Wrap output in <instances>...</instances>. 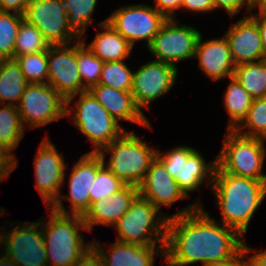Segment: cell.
<instances>
[{
  "label": "cell",
  "mask_w": 266,
  "mask_h": 266,
  "mask_svg": "<svg viewBox=\"0 0 266 266\" xmlns=\"http://www.w3.org/2000/svg\"><path fill=\"white\" fill-rule=\"evenodd\" d=\"M50 138L45 136L34 160L36 189L46 207H50L59 197L67 176V164Z\"/></svg>",
  "instance_id": "cell-16"
},
{
  "label": "cell",
  "mask_w": 266,
  "mask_h": 266,
  "mask_svg": "<svg viewBox=\"0 0 266 266\" xmlns=\"http://www.w3.org/2000/svg\"><path fill=\"white\" fill-rule=\"evenodd\" d=\"M248 15L257 23L261 35L264 58H266V13L260 11L252 13L251 11Z\"/></svg>",
  "instance_id": "cell-43"
},
{
  "label": "cell",
  "mask_w": 266,
  "mask_h": 266,
  "mask_svg": "<svg viewBox=\"0 0 266 266\" xmlns=\"http://www.w3.org/2000/svg\"><path fill=\"white\" fill-rule=\"evenodd\" d=\"M23 16L0 11V59H13L14 47Z\"/></svg>",
  "instance_id": "cell-33"
},
{
  "label": "cell",
  "mask_w": 266,
  "mask_h": 266,
  "mask_svg": "<svg viewBox=\"0 0 266 266\" xmlns=\"http://www.w3.org/2000/svg\"><path fill=\"white\" fill-rule=\"evenodd\" d=\"M16 223L10 231L0 230L2 253L17 266H48L41 220Z\"/></svg>",
  "instance_id": "cell-9"
},
{
  "label": "cell",
  "mask_w": 266,
  "mask_h": 266,
  "mask_svg": "<svg viewBox=\"0 0 266 266\" xmlns=\"http://www.w3.org/2000/svg\"><path fill=\"white\" fill-rule=\"evenodd\" d=\"M259 0H246V2L253 7Z\"/></svg>",
  "instance_id": "cell-48"
},
{
  "label": "cell",
  "mask_w": 266,
  "mask_h": 266,
  "mask_svg": "<svg viewBox=\"0 0 266 266\" xmlns=\"http://www.w3.org/2000/svg\"><path fill=\"white\" fill-rule=\"evenodd\" d=\"M29 0H0V11L23 14Z\"/></svg>",
  "instance_id": "cell-44"
},
{
  "label": "cell",
  "mask_w": 266,
  "mask_h": 266,
  "mask_svg": "<svg viewBox=\"0 0 266 266\" xmlns=\"http://www.w3.org/2000/svg\"><path fill=\"white\" fill-rule=\"evenodd\" d=\"M224 36L235 66L265 60L259 28L249 15L231 23Z\"/></svg>",
  "instance_id": "cell-18"
},
{
  "label": "cell",
  "mask_w": 266,
  "mask_h": 266,
  "mask_svg": "<svg viewBox=\"0 0 266 266\" xmlns=\"http://www.w3.org/2000/svg\"><path fill=\"white\" fill-rule=\"evenodd\" d=\"M191 11L195 13L214 11L212 0H182L181 10Z\"/></svg>",
  "instance_id": "cell-40"
},
{
  "label": "cell",
  "mask_w": 266,
  "mask_h": 266,
  "mask_svg": "<svg viewBox=\"0 0 266 266\" xmlns=\"http://www.w3.org/2000/svg\"><path fill=\"white\" fill-rule=\"evenodd\" d=\"M155 9L167 19L175 18V10H181L182 0H154Z\"/></svg>",
  "instance_id": "cell-39"
},
{
  "label": "cell",
  "mask_w": 266,
  "mask_h": 266,
  "mask_svg": "<svg viewBox=\"0 0 266 266\" xmlns=\"http://www.w3.org/2000/svg\"><path fill=\"white\" fill-rule=\"evenodd\" d=\"M70 30L80 39L92 25L93 13L98 0H63Z\"/></svg>",
  "instance_id": "cell-29"
},
{
  "label": "cell",
  "mask_w": 266,
  "mask_h": 266,
  "mask_svg": "<svg viewBox=\"0 0 266 266\" xmlns=\"http://www.w3.org/2000/svg\"><path fill=\"white\" fill-rule=\"evenodd\" d=\"M0 208H2V207H0ZM3 215L4 214V210H2V209H0V215Z\"/></svg>",
  "instance_id": "cell-49"
},
{
  "label": "cell",
  "mask_w": 266,
  "mask_h": 266,
  "mask_svg": "<svg viewBox=\"0 0 266 266\" xmlns=\"http://www.w3.org/2000/svg\"><path fill=\"white\" fill-rule=\"evenodd\" d=\"M138 188L139 196L150 201L159 211L163 205L169 208L176 201L188 198L157 158L151 163Z\"/></svg>",
  "instance_id": "cell-19"
},
{
  "label": "cell",
  "mask_w": 266,
  "mask_h": 266,
  "mask_svg": "<svg viewBox=\"0 0 266 266\" xmlns=\"http://www.w3.org/2000/svg\"><path fill=\"white\" fill-rule=\"evenodd\" d=\"M107 152L111 154L108 162L105 160ZM98 153L117 178L125 184L139 186L156 159L157 148L146 144L134 131L126 130Z\"/></svg>",
  "instance_id": "cell-4"
},
{
  "label": "cell",
  "mask_w": 266,
  "mask_h": 266,
  "mask_svg": "<svg viewBox=\"0 0 266 266\" xmlns=\"http://www.w3.org/2000/svg\"><path fill=\"white\" fill-rule=\"evenodd\" d=\"M162 153L157 148L156 158L164 165L188 198L190 197L189 193L198 190L207 179L208 187H212L217 165L216 158L210 163H206L200 151L183 145L168 150L164 155Z\"/></svg>",
  "instance_id": "cell-8"
},
{
  "label": "cell",
  "mask_w": 266,
  "mask_h": 266,
  "mask_svg": "<svg viewBox=\"0 0 266 266\" xmlns=\"http://www.w3.org/2000/svg\"><path fill=\"white\" fill-rule=\"evenodd\" d=\"M177 18L167 19L147 47L155 61L171 64L193 59L200 31Z\"/></svg>",
  "instance_id": "cell-11"
},
{
  "label": "cell",
  "mask_w": 266,
  "mask_h": 266,
  "mask_svg": "<svg viewBox=\"0 0 266 266\" xmlns=\"http://www.w3.org/2000/svg\"><path fill=\"white\" fill-rule=\"evenodd\" d=\"M16 168V160L0 148V182L6 179Z\"/></svg>",
  "instance_id": "cell-41"
},
{
  "label": "cell",
  "mask_w": 266,
  "mask_h": 266,
  "mask_svg": "<svg viewBox=\"0 0 266 266\" xmlns=\"http://www.w3.org/2000/svg\"><path fill=\"white\" fill-rule=\"evenodd\" d=\"M126 184L117 178L105 165L98 171L93 180L92 193H89L90 204L101 198L108 199L112 194L123 188Z\"/></svg>",
  "instance_id": "cell-36"
},
{
  "label": "cell",
  "mask_w": 266,
  "mask_h": 266,
  "mask_svg": "<svg viewBox=\"0 0 266 266\" xmlns=\"http://www.w3.org/2000/svg\"><path fill=\"white\" fill-rule=\"evenodd\" d=\"M49 46L38 28L23 19L19 26L13 59L21 55L47 51Z\"/></svg>",
  "instance_id": "cell-31"
},
{
  "label": "cell",
  "mask_w": 266,
  "mask_h": 266,
  "mask_svg": "<svg viewBox=\"0 0 266 266\" xmlns=\"http://www.w3.org/2000/svg\"><path fill=\"white\" fill-rule=\"evenodd\" d=\"M74 105H66V117L94 145L90 152L98 153L126 131L89 91L79 93Z\"/></svg>",
  "instance_id": "cell-7"
},
{
  "label": "cell",
  "mask_w": 266,
  "mask_h": 266,
  "mask_svg": "<svg viewBox=\"0 0 266 266\" xmlns=\"http://www.w3.org/2000/svg\"><path fill=\"white\" fill-rule=\"evenodd\" d=\"M234 130L247 137L266 138V96L253 99L246 117Z\"/></svg>",
  "instance_id": "cell-32"
},
{
  "label": "cell",
  "mask_w": 266,
  "mask_h": 266,
  "mask_svg": "<svg viewBox=\"0 0 266 266\" xmlns=\"http://www.w3.org/2000/svg\"><path fill=\"white\" fill-rule=\"evenodd\" d=\"M0 148L6 151L16 160V168L18 159L13 153L24 137L25 128L22 124L17 106L0 105Z\"/></svg>",
  "instance_id": "cell-26"
},
{
  "label": "cell",
  "mask_w": 266,
  "mask_h": 266,
  "mask_svg": "<svg viewBox=\"0 0 266 266\" xmlns=\"http://www.w3.org/2000/svg\"><path fill=\"white\" fill-rule=\"evenodd\" d=\"M28 84L15 59H1L0 105L17 106Z\"/></svg>",
  "instance_id": "cell-25"
},
{
  "label": "cell",
  "mask_w": 266,
  "mask_h": 266,
  "mask_svg": "<svg viewBox=\"0 0 266 266\" xmlns=\"http://www.w3.org/2000/svg\"><path fill=\"white\" fill-rule=\"evenodd\" d=\"M233 76L253 99L266 96V60L238 65Z\"/></svg>",
  "instance_id": "cell-28"
},
{
  "label": "cell",
  "mask_w": 266,
  "mask_h": 266,
  "mask_svg": "<svg viewBox=\"0 0 266 266\" xmlns=\"http://www.w3.org/2000/svg\"><path fill=\"white\" fill-rule=\"evenodd\" d=\"M28 83H48L47 51L15 58Z\"/></svg>",
  "instance_id": "cell-35"
},
{
  "label": "cell",
  "mask_w": 266,
  "mask_h": 266,
  "mask_svg": "<svg viewBox=\"0 0 266 266\" xmlns=\"http://www.w3.org/2000/svg\"><path fill=\"white\" fill-rule=\"evenodd\" d=\"M228 79L230 83L228 84L223 100L230 119L226 129L234 130L246 117L252 105L253 98L234 76Z\"/></svg>",
  "instance_id": "cell-27"
},
{
  "label": "cell",
  "mask_w": 266,
  "mask_h": 266,
  "mask_svg": "<svg viewBox=\"0 0 266 266\" xmlns=\"http://www.w3.org/2000/svg\"><path fill=\"white\" fill-rule=\"evenodd\" d=\"M17 108L25 130L66 117V99L48 83H29Z\"/></svg>",
  "instance_id": "cell-10"
},
{
  "label": "cell",
  "mask_w": 266,
  "mask_h": 266,
  "mask_svg": "<svg viewBox=\"0 0 266 266\" xmlns=\"http://www.w3.org/2000/svg\"><path fill=\"white\" fill-rule=\"evenodd\" d=\"M178 76V68L164 62L149 61L133 72L131 94L136 106L149 108L159 97L173 88Z\"/></svg>",
  "instance_id": "cell-17"
},
{
  "label": "cell",
  "mask_w": 266,
  "mask_h": 266,
  "mask_svg": "<svg viewBox=\"0 0 266 266\" xmlns=\"http://www.w3.org/2000/svg\"><path fill=\"white\" fill-rule=\"evenodd\" d=\"M222 148L216 157L224 172L255 180H266L263 171L266 158L265 140L247 137L235 130H226Z\"/></svg>",
  "instance_id": "cell-6"
},
{
  "label": "cell",
  "mask_w": 266,
  "mask_h": 266,
  "mask_svg": "<svg viewBox=\"0 0 266 266\" xmlns=\"http://www.w3.org/2000/svg\"><path fill=\"white\" fill-rule=\"evenodd\" d=\"M104 165L99 153L87 152L75 163L69 174V195L60 193L57 200L49 207L60 214L83 216L90 207L89 193H92L93 180L97 171ZM62 199L70 202V213L65 209Z\"/></svg>",
  "instance_id": "cell-13"
},
{
  "label": "cell",
  "mask_w": 266,
  "mask_h": 266,
  "mask_svg": "<svg viewBox=\"0 0 266 266\" xmlns=\"http://www.w3.org/2000/svg\"><path fill=\"white\" fill-rule=\"evenodd\" d=\"M48 211V223L41 219L48 266H74L92 246V241L84 242L79 233L87 231L83 217L60 214L51 208Z\"/></svg>",
  "instance_id": "cell-3"
},
{
  "label": "cell",
  "mask_w": 266,
  "mask_h": 266,
  "mask_svg": "<svg viewBox=\"0 0 266 266\" xmlns=\"http://www.w3.org/2000/svg\"><path fill=\"white\" fill-rule=\"evenodd\" d=\"M202 39L203 35L200 34L195 50L201 71L214 82L232 77L236 66L225 36L207 41Z\"/></svg>",
  "instance_id": "cell-21"
},
{
  "label": "cell",
  "mask_w": 266,
  "mask_h": 266,
  "mask_svg": "<svg viewBox=\"0 0 266 266\" xmlns=\"http://www.w3.org/2000/svg\"><path fill=\"white\" fill-rule=\"evenodd\" d=\"M138 196V186L126 184L108 199L101 198L91 203L89 209L82 216L87 231L92 233L94 225H105L113 228Z\"/></svg>",
  "instance_id": "cell-20"
},
{
  "label": "cell",
  "mask_w": 266,
  "mask_h": 266,
  "mask_svg": "<svg viewBox=\"0 0 266 266\" xmlns=\"http://www.w3.org/2000/svg\"><path fill=\"white\" fill-rule=\"evenodd\" d=\"M101 244L96 238L92 241V246L101 255L105 266H155V255L164 257L165 245L142 246L116 240L107 250Z\"/></svg>",
  "instance_id": "cell-22"
},
{
  "label": "cell",
  "mask_w": 266,
  "mask_h": 266,
  "mask_svg": "<svg viewBox=\"0 0 266 266\" xmlns=\"http://www.w3.org/2000/svg\"><path fill=\"white\" fill-rule=\"evenodd\" d=\"M0 266H17L12 259L7 257L4 253L0 256Z\"/></svg>",
  "instance_id": "cell-46"
},
{
  "label": "cell",
  "mask_w": 266,
  "mask_h": 266,
  "mask_svg": "<svg viewBox=\"0 0 266 266\" xmlns=\"http://www.w3.org/2000/svg\"><path fill=\"white\" fill-rule=\"evenodd\" d=\"M210 190L217 200L221 223L244 238L250 221L266 197V180L235 176L216 165Z\"/></svg>",
  "instance_id": "cell-2"
},
{
  "label": "cell",
  "mask_w": 266,
  "mask_h": 266,
  "mask_svg": "<svg viewBox=\"0 0 266 266\" xmlns=\"http://www.w3.org/2000/svg\"><path fill=\"white\" fill-rule=\"evenodd\" d=\"M166 20L153 6L145 4L123 5L107 18V22L132 46L146 40V47Z\"/></svg>",
  "instance_id": "cell-12"
},
{
  "label": "cell",
  "mask_w": 266,
  "mask_h": 266,
  "mask_svg": "<svg viewBox=\"0 0 266 266\" xmlns=\"http://www.w3.org/2000/svg\"><path fill=\"white\" fill-rule=\"evenodd\" d=\"M260 11V12H264L266 13V0H259L253 7L252 9H257Z\"/></svg>",
  "instance_id": "cell-47"
},
{
  "label": "cell",
  "mask_w": 266,
  "mask_h": 266,
  "mask_svg": "<svg viewBox=\"0 0 266 266\" xmlns=\"http://www.w3.org/2000/svg\"><path fill=\"white\" fill-rule=\"evenodd\" d=\"M22 16L38 28L49 45H67L80 40L69 28L63 0H29Z\"/></svg>",
  "instance_id": "cell-14"
},
{
  "label": "cell",
  "mask_w": 266,
  "mask_h": 266,
  "mask_svg": "<svg viewBox=\"0 0 266 266\" xmlns=\"http://www.w3.org/2000/svg\"><path fill=\"white\" fill-rule=\"evenodd\" d=\"M214 4V8L217 10L218 8H222L226 11L231 17V19L234 18L236 14H238L239 10L242 9V7H247V13L249 14L250 11H252V7L246 2V0H212Z\"/></svg>",
  "instance_id": "cell-38"
},
{
  "label": "cell",
  "mask_w": 266,
  "mask_h": 266,
  "mask_svg": "<svg viewBox=\"0 0 266 266\" xmlns=\"http://www.w3.org/2000/svg\"><path fill=\"white\" fill-rule=\"evenodd\" d=\"M243 239L236 230L211 218L195 200L169 215L163 264L192 266L221 261L234 256L244 246Z\"/></svg>",
  "instance_id": "cell-1"
},
{
  "label": "cell",
  "mask_w": 266,
  "mask_h": 266,
  "mask_svg": "<svg viewBox=\"0 0 266 266\" xmlns=\"http://www.w3.org/2000/svg\"><path fill=\"white\" fill-rule=\"evenodd\" d=\"M88 91L118 122L125 120L141 127L152 128L149 119L136 106L131 92L119 91L102 84L94 85Z\"/></svg>",
  "instance_id": "cell-23"
},
{
  "label": "cell",
  "mask_w": 266,
  "mask_h": 266,
  "mask_svg": "<svg viewBox=\"0 0 266 266\" xmlns=\"http://www.w3.org/2000/svg\"><path fill=\"white\" fill-rule=\"evenodd\" d=\"M133 72L128 65L122 61L104 62L99 84L112 87L119 91L132 89Z\"/></svg>",
  "instance_id": "cell-34"
},
{
  "label": "cell",
  "mask_w": 266,
  "mask_h": 266,
  "mask_svg": "<svg viewBox=\"0 0 266 266\" xmlns=\"http://www.w3.org/2000/svg\"><path fill=\"white\" fill-rule=\"evenodd\" d=\"M98 26L102 30L88 44V49L103 62L128 59L133 46L107 22V18L99 22Z\"/></svg>",
  "instance_id": "cell-24"
},
{
  "label": "cell",
  "mask_w": 266,
  "mask_h": 266,
  "mask_svg": "<svg viewBox=\"0 0 266 266\" xmlns=\"http://www.w3.org/2000/svg\"><path fill=\"white\" fill-rule=\"evenodd\" d=\"M249 260L250 266H266V250L254 253Z\"/></svg>",
  "instance_id": "cell-45"
},
{
  "label": "cell",
  "mask_w": 266,
  "mask_h": 266,
  "mask_svg": "<svg viewBox=\"0 0 266 266\" xmlns=\"http://www.w3.org/2000/svg\"><path fill=\"white\" fill-rule=\"evenodd\" d=\"M255 251L257 250L252 249L244 242V246L234 256L221 261L208 262L203 266H250V260L246 257H250L248 254Z\"/></svg>",
  "instance_id": "cell-37"
},
{
  "label": "cell",
  "mask_w": 266,
  "mask_h": 266,
  "mask_svg": "<svg viewBox=\"0 0 266 266\" xmlns=\"http://www.w3.org/2000/svg\"><path fill=\"white\" fill-rule=\"evenodd\" d=\"M85 38L77 42V64L83 86L89 90L99 84L104 62L87 47Z\"/></svg>",
  "instance_id": "cell-30"
},
{
  "label": "cell",
  "mask_w": 266,
  "mask_h": 266,
  "mask_svg": "<svg viewBox=\"0 0 266 266\" xmlns=\"http://www.w3.org/2000/svg\"><path fill=\"white\" fill-rule=\"evenodd\" d=\"M150 201L138 196L117 223V241L148 246L165 245L169 215H161Z\"/></svg>",
  "instance_id": "cell-5"
},
{
  "label": "cell",
  "mask_w": 266,
  "mask_h": 266,
  "mask_svg": "<svg viewBox=\"0 0 266 266\" xmlns=\"http://www.w3.org/2000/svg\"><path fill=\"white\" fill-rule=\"evenodd\" d=\"M73 44L50 45L47 49L48 84L66 99V105L75 102L79 93L88 91L78 71L77 43Z\"/></svg>",
  "instance_id": "cell-15"
},
{
  "label": "cell",
  "mask_w": 266,
  "mask_h": 266,
  "mask_svg": "<svg viewBox=\"0 0 266 266\" xmlns=\"http://www.w3.org/2000/svg\"><path fill=\"white\" fill-rule=\"evenodd\" d=\"M74 266H105L98 251L91 246Z\"/></svg>",
  "instance_id": "cell-42"
}]
</instances>
